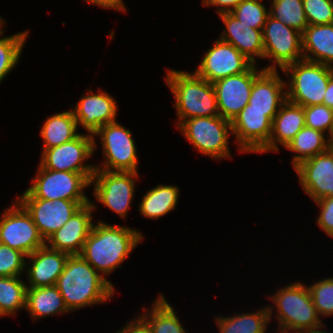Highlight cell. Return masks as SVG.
Returning a JSON list of instances; mask_svg holds the SVG:
<instances>
[{
    "label": "cell",
    "instance_id": "7402d4cb",
    "mask_svg": "<svg viewBox=\"0 0 333 333\" xmlns=\"http://www.w3.org/2000/svg\"><path fill=\"white\" fill-rule=\"evenodd\" d=\"M286 82L277 70H263L252 85L251 95L244 110L279 111L287 100Z\"/></svg>",
    "mask_w": 333,
    "mask_h": 333
},
{
    "label": "cell",
    "instance_id": "7bdbcfd3",
    "mask_svg": "<svg viewBox=\"0 0 333 333\" xmlns=\"http://www.w3.org/2000/svg\"><path fill=\"white\" fill-rule=\"evenodd\" d=\"M323 104L333 109V74L329 78Z\"/></svg>",
    "mask_w": 333,
    "mask_h": 333
},
{
    "label": "cell",
    "instance_id": "f1b7e54d",
    "mask_svg": "<svg viewBox=\"0 0 333 333\" xmlns=\"http://www.w3.org/2000/svg\"><path fill=\"white\" fill-rule=\"evenodd\" d=\"M326 134L304 126L295 137L287 144L286 150L295 153L292 166L295 168L301 162L310 159L317 154L323 153L330 148L332 140L325 138Z\"/></svg>",
    "mask_w": 333,
    "mask_h": 333
},
{
    "label": "cell",
    "instance_id": "f546056e",
    "mask_svg": "<svg viewBox=\"0 0 333 333\" xmlns=\"http://www.w3.org/2000/svg\"><path fill=\"white\" fill-rule=\"evenodd\" d=\"M167 301L160 293L151 308L143 307L140 316L149 324L152 333H187L176 315L177 312Z\"/></svg>",
    "mask_w": 333,
    "mask_h": 333
},
{
    "label": "cell",
    "instance_id": "44dd1931",
    "mask_svg": "<svg viewBox=\"0 0 333 333\" xmlns=\"http://www.w3.org/2000/svg\"><path fill=\"white\" fill-rule=\"evenodd\" d=\"M219 16L226 27L219 36L220 40L233 45L253 64H256L257 58H263V29H252L231 13H222Z\"/></svg>",
    "mask_w": 333,
    "mask_h": 333
},
{
    "label": "cell",
    "instance_id": "60d3db41",
    "mask_svg": "<svg viewBox=\"0 0 333 333\" xmlns=\"http://www.w3.org/2000/svg\"><path fill=\"white\" fill-rule=\"evenodd\" d=\"M242 0H202L204 6L216 7L219 14L230 13Z\"/></svg>",
    "mask_w": 333,
    "mask_h": 333
},
{
    "label": "cell",
    "instance_id": "9a60e30c",
    "mask_svg": "<svg viewBox=\"0 0 333 333\" xmlns=\"http://www.w3.org/2000/svg\"><path fill=\"white\" fill-rule=\"evenodd\" d=\"M253 63L233 45L217 39L203 55V59L193 72L214 83L217 80L246 72Z\"/></svg>",
    "mask_w": 333,
    "mask_h": 333
},
{
    "label": "cell",
    "instance_id": "1f68e13d",
    "mask_svg": "<svg viewBox=\"0 0 333 333\" xmlns=\"http://www.w3.org/2000/svg\"><path fill=\"white\" fill-rule=\"evenodd\" d=\"M269 16L303 33L308 26L302 0H272Z\"/></svg>",
    "mask_w": 333,
    "mask_h": 333
},
{
    "label": "cell",
    "instance_id": "ffe728a7",
    "mask_svg": "<svg viewBox=\"0 0 333 333\" xmlns=\"http://www.w3.org/2000/svg\"><path fill=\"white\" fill-rule=\"evenodd\" d=\"M69 254L53 250L46 245L26 256L30 265L26 264L27 287L54 286L64 270ZM27 265L29 267H27Z\"/></svg>",
    "mask_w": 333,
    "mask_h": 333
},
{
    "label": "cell",
    "instance_id": "4fadbf2b",
    "mask_svg": "<svg viewBox=\"0 0 333 333\" xmlns=\"http://www.w3.org/2000/svg\"><path fill=\"white\" fill-rule=\"evenodd\" d=\"M278 111L244 110L231 122L240 153H267L272 121Z\"/></svg>",
    "mask_w": 333,
    "mask_h": 333
},
{
    "label": "cell",
    "instance_id": "6da1fadb",
    "mask_svg": "<svg viewBox=\"0 0 333 333\" xmlns=\"http://www.w3.org/2000/svg\"><path fill=\"white\" fill-rule=\"evenodd\" d=\"M140 231L121 225L94 223L80 255L113 287L107 279L143 241ZM103 274V275H102Z\"/></svg>",
    "mask_w": 333,
    "mask_h": 333
},
{
    "label": "cell",
    "instance_id": "7c38bea8",
    "mask_svg": "<svg viewBox=\"0 0 333 333\" xmlns=\"http://www.w3.org/2000/svg\"><path fill=\"white\" fill-rule=\"evenodd\" d=\"M96 140L92 134L80 133L59 146L42 149L40 165L49 170L68 172H95L96 167L85 163L94 155Z\"/></svg>",
    "mask_w": 333,
    "mask_h": 333
},
{
    "label": "cell",
    "instance_id": "8992f818",
    "mask_svg": "<svg viewBox=\"0 0 333 333\" xmlns=\"http://www.w3.org/2000/svg\"><path fill=\"white\" fill-rule=\"evenodd\" d=\"M185 139L202 155L213 159H231L229 136L231 122L221 116L195 117L184 120L178 127Z\"/></svg>",
    "mask_w": 333,
    "mask_h": 333
},
{
    "label": "cell",
    "instance_id": "e575fe53",
    "mask_svg": "<svg viewBox=\"0 0 333 333\" xmlns=\"http://www.w3.org/2000/svg\"><path fill=\"white\" fill-rule=\"evenodd\" d=\"M318 316L333 315V278L317 280L308 286ZM321 315V316H320Z\"/></svg>",
    "mask_w": 333,
    "mask_h": 333
},
{
    "label": "cell",
    "instance_id": "9c48e42d",
    "mask_svg": "<svg viewBox=\"0 0 333 333\" xmlns=\"http://www.w3.org/2000/svg\"><path fill=\"white\" fill-rule=\"evenodd\" d=\"M264 55L271 64L263 70H283L287 65L303 60L302 33L268 16L262 30Z\"/></svg>",
    "mask_w": 333,
    "mask_h": 333
},
{
    "label": "cell",
    "instance_id": "e0dca14e",
    "mask_svg": "<svg viewBox=\"0 0 333 333\" xmlns=\"http://www.w3.org/2000/svg\"><path fill=\"white\" fill-rule=\"evenodd\" d=\"M294 169L303 191L314 202L333 196V151L330 148L301 162Z\"/></svg>",
    "mask_w": 333,
    "mask_h": 333
},
{
    "label": "cell",
    "instance_id": "2e32d148",
    "mask_svg": "<svg viewBox=\"0 0 333 333\" xmlns=\"http://www.w3.org/2000/svg\"><path fill=\"white\" fill-rule=\"evenodd\" d=\"M253 64L246 72L213 83L219 115L232 122L248 104L254 79L263 71Z\"/></svg>",
    "mask_w": 333,
    "mask_h": 333
},
{
    "label": "cell",
    "instance_id": "ba28073f",
    "mask_svg": "<svg viewBox=\"0 0 333 333\" xmlns=\"http://www.w3.org/2000/svg\"><path fill=\"white\" fill-rule=\"evenodd\" d=\"M94 136L100 137L105 159L96 169L138 173L136 143L129 129L115 121L100 127Z\"/></svg>",
    "mask_w": 333,
    "mask_h": 333
},
{
    "label": "cell",
    "instance_id": "b9f144b4",
    "mask_svg": "<svg viewBox=\"0 0 333 333\" xmlns=\"http://www.w3.org/2000/svg\"><path fill=\"white\" fill-rule=\"evenodd\" d=\"M84 2L91 3L92 5L100 6L105 9H113L116 11L126 12L127 9L123 0H84Z\"/></svg>",
    "mask_w": 333,
    "mask_h": 333
},
{
    "label": "cell",
    "instance_id": "836d02e7",
    "mask_svg": "<svg viewBox=\"0 0 333 333\" xmlns=\"http://www.w3.org/2000/svg\"><path fill=\"white\" fill-rule=\"evenodd\" d=\"M262 0H242L230 13L252 29H263L269 10Z\"/></svg>",
    "mask_w": 333,
    "mask_h": 333
},
{
    "label": "cell",
    "instance_id": "5bb4252c",
    "mask_svg": "<svg viewBox=\"0 0 333 333\" xmlns=\"http://www.w3.org/2000/svg\"><path fill=\"white\" fill-rule=\"evenodd\" d=\"M16 198L29 212L44 240L59 230L82 206L91 202L36 199L26 190Z\"/></svg>",
    "mask_w": 333,
    "mask_h": 333
},
{
    "label": "cell",
    "instance_id": "8fae6325",
    "mask_svg": "<svg viewBox=\"0 0 333 333\" xmlns=\"http://www.w3.org/2000/svg\"><path fill=\"white\" fill-rule=\"evenodd\" d=\"M0 217V243L22 252L25 256L45 246V240L31 215L17 199Z\"/></svg>",
    "mask_w": 333,
    "mask_h": 333
},
{
    "label": "cell",
    "instance_id": "d6a6232c",
    "mask_svg": "<svg viewBox=\"0 0 333 333\" xmlns=\"http://www.w3.org/2000/svg\"><path fill=\"white\" fill-rule=\"evenodd\" d=\"M3 35L4 32L0 34V84L21 59L29 31L25 30L5 37Z\"/></svg>",
    "mask_w": 333,
    "mask_h": 333
},
{
    "label": "cell",
    "instance_id": "f6af8a7d",
    "mask_svg": "<svg viewBox=\"0 0 333 333\" xmlns=\"http://www.w3.org/2000/svg\"><path fill=\"white\" fill-rule=\"evenodd\" d=\"M326 325H324L323 327H321L320 329H316L314 331H312L311 333H329L327 331H325V329H323ZM323 329V330H322ZM331 333V332H330Z\"/></svg>",
    "mask_w": 333,
    "mask_h": 333
},
{
    "label": "cell",
    "instance_id": "8d00e7d4",
    "mask_svg": "<svg viewBox=\"0 0 333 333\" xmlns=\"http://www.w3.org/2000/svg\"><path fill=\"white\" fill-rule=\"evenodd\" d=\"M26 263L22 252L0 243V277H21Z\"/></svg>",
    "mask_w": 333,
    "mask_h": 333
},
{
    "label": "cell",
    "instance_id": "3957f363",
    "mask_svg": "<svg viewBox=\"0 0 333 333\" xmlns=\"http://www.w3.org/2000/svg\"><path fill=\"white\" fill-rule=\"evenodd\" d=\"M165 81L175 97L176 127L186 119L220 116L213 83L193 71L175 69H167Z\"/></svg>",
    "mask_w": 333,
    "mask_h": 333
},
{
    "label": "cell",
    "instance_id": "52a82bcc",
    "mask_svg": "<svg viewBox=\"0 0 333 333\" xmlns=\"http://www.w3.org/2000/svg\"><path fill=\"white\" fill-rule=\"evenodd\" d=\"M26 191L36 199L90 201L84 189L91 186L94 172L54 171L40 164Z\"/></svg>",
    "mask_w": 333,
    "mask_h": 333
},
{
    "label": "cell",
    "instance_id": "5b68a950",
    "mask_svg": "<svg viewBox=\"0 0 333 333\" xmlns=\"http://www.w3.org/2000/svg\"><path fill=\"white\" fill-rule=\"evenodd\" d=\"M282 71L289 78L286 81L287 100L303 107L323 104L333 67L303 59L287 65Z\"/></svg>",
    "mask_w": 333,
    "mask_h": 333
},
{
    "label": "cell",
    "instance_id": "bcb514c9",
    "mask_svg": "<svg viewBox=\"0 0 333 333\" xmlns=\"http://www.w3.org/2000/svg\"><path fill=\"white\" fill-rule=\"evenodd\" d=\"M330 149L333 151V141L331 142Z\"/></svg>",
    "mask_w": 333,
    "mask_h": 333
},
{
    "label": "cell",
    "instance_id": "30bf717a",
    "mask_svg": "<svg viewBox=\"0 0 333 333\" xmlns=\"http://www.w3.org/2000/svg\"><path fill=\"white\" fill-rule=\"evenodd\" d=\"M138 173L96 169L91 178L98 202L125 219L132 204Z\"/></svg>",
    "mask_w": 333,
    "mask_h": 333
},
{
    "label": "cell",
    "instance_id": "d4e9b609",
    "mask_svg": "<svg viewBox=\"0 0 333 333\" xmlns=\"http://www.w3.org/2000/svg\"><path fill=\"white\" fill-rule=\"evenodd\" d=\"M25 309L32 317L33 322L51 315L70 313L55 285L37 288L27 287Z\"/></svg>",
    "mask_w": 333,
    "mask_h": 333
},
{
    "label": "cell",
    "instance_id": "484cf974",
    "mask_svg": "<svg viewBox=\"0 0 333 333\" xmlns=\"http://www.w3.org/2000/svg\"><path fill=\"white\" fill-rule=\"evenodd\" d=\"M263 306L251 313L215 318L219 333H267L266 329L272 318L273 306ZM271 319V320H270Z\"/></svg>",
    "mask_w": 333,
    "mask_h": 333
},
{
    "label": "cell",
    "instance_id": "4316f807",
    "mask_svg": "<svg viewBox=\"0 0 333 333\" xmlns=\"http://www.w3.org/2000/svg\"><path fill=\"white\" fill-rule=\"evenodd\" d=\"M179 187L177 185L159 184L143 194L139 204V212L144 217L158 220L167 215L177 206L179 198Z\"/></svg>",
    "mask_w": 333,
    "mask_h": 333
},
{
    "label": "cell",
    "instance_id": "83f0119b",
    "mask_svg": "<svg viewBox=\"0 0 333 333\" xmlns=\"http://www.w3.org/2000/svg\"><path fill=\"white\" fill-rule=\"evenodd\" d=\"M78 123L72 110L56 113L48 117L40 131L43 138L42 149L59 146L76 138L80 133L77 132Z\"/></svg>",
    "mask_w": 333,
    "mask_h": 333
},
{
    "label": "cell",
    "instance_id": "603a6c76",
    "mask_svg": "<svg viewBox=\"0 0 333 333\" xmlns=\"http://www.w3.org/2000/svg\"><path fill=\"white\" fill-rule=\"evenodd\" d=\"M304 126V107L286 100L273 118L269 151L278 152L279 144L286 147Z\"/></svg>",
    "mask_w": 333,
    "mask_h": 333
},
{
    "label": "cell",
    "instance_id": "ee69618b",
    "mask_svg": "<svg viewBox=\"0 0 333 333\" xmlns=\"http://www.w3.org/2000/svg\"><path fill=\"white\" fill-rule=\"evenodd\" d=\"M4 23H6V21L0 16V34H2L5 30L3 29ZM3 26V27H2Z\"/></svg>",
    "mask_w": 333,
    "mask_h": 333
},
{
    "label": "cell",
    "instance_id": "ac0fdd59",
    "mask_svg": "<svg viewBox=\"0 0 333 333\" xmlns=\"http://www.w3.org/2000/svg\"><path fill=\"white\" fill-rule=\"evenodd\" d=\"M97 209L94 202L82 206L56 232L45 240V245L69 255H80L84 243L93 227V210Z\"/></svg>",
    "mask_w": 333,
    "mask_h": 333
},
{
    "label": "cell",
    "instance_id": "7a4b0ae2",
    "mask_svg": "<svg viewBox=\"0 0 333 333\" xmlns=\"http://www.w3.org/2000/svg\"><path fill=\"white\" fill-rule=\"evenodd\" d=\"M55 286L70 312L103 304L115 294V288L81 255H69Z\"/></svg>",
    "mask_w": 333,
    "mask_h": 333
},
{
    "label": "cell",
    "instance_id": "4dcf8cb0",
    "mask_svg": "<svg viewBox=\"0 0 333 333\" xmlns=\"http://www.w3.org/2000/svg\"><path fill=\"white\" fill-rule=\"evenodd\" d=\"M27 285L21 277H0V317L16 315L26 306Z\"/></svg>",
    "mask_w": 333,
    "mask_h": 333
},
{
    "label": "cell",
    "instance_id": "f35d334b",
    "mask_svg": "<svg viewBox=\"0 0 333 333\" xmlns=\"http://www.w3.org/2000/svg\"><path fill=\"white\" fill-rule=\"evenodd\" d=\"M315 203L321 210L316 218L318 226L333 238V196L322 198Z\"/></svg>",
    "mask_w": 333,
    "mask_h": 333
},
{
    "label": "cell",
    "instance_id": "cb8c5ba5",
    "mask_svg": "<svg viewBox=\"0 0 333 333\" xmlns=\"http://www.w3.org/2000/svg\"><path fill=\"white\" fill-rule=\"evenodd\" d=\"M302 51L304 60L333 67V23L308 25L302 33Z\"/></svg>",
    "mask_w": 333,
    "mask_h": 333
},
{
    "label": "cell",
    "instance_id": "d590c367",
    "mask_svg": "<svg viewBox=\"0 0 333 333\" xmlns=\"http://www.w3.org/2000/svg\"><path fill=\"white\" fill-rule=\"evenodd\" d=\"M305 126L321 131L333 141V109L324 104L304 107ZM328 131V133H326ZM328 134V135H327Z\"/></svg>",
    "mask_w": 333,
    "mask_h": 333
},
{
    "label": "cell",
    "instance_id": "ab89813d",
    "mask_svg": "<svg viewBox=\"0 0 333 333\" xmlns=\"http://www.w3.org/2000/svg\"><path fill=\"white\" fill-rule=\"evenodd\" d=\"M115 333H152L149 324L139 315Z\"/></svg>",
    "mask_w": 333,
    "mask_h": 333
},
{
    "label": "cell",
    "instance_id": "d6986e66",
    "mask_svg": "<svg viewBox=\"0 0 333 333\" xmlns=\"http://www.w3.org/2000/svg\"><path fill=\"white\" fill-rule=\"evenodd\" d=\"M87 94L73 105V114L78 123L89 134H94L100 127L117 121V105L115 99L108 92L98 90L94 93L88 90Z\"/></svg>",
    "mask_w": 333,
    "mask_h": 333
},
{
    "label": "cell",
    "instance_id": "74e56055",
    "mask_svg": "<svg viewBox=\"0 0 333 333\" xmlns=\"http://www.w3.org/2000/svg\"><path fill=\"white\" fill-rule=\"evenodd\" d=\"M308 25L333 23V0H302Z\"/></svg>",
    "mask_w": 333,
    "mask_h": 333
},
{
    "label": "cell",
    "instance_id": "277c9868",
    "mask_svg": "<svg viewBox=\"0 0 333 333\" xmlns=\"http://www.w3.org/2000/svg\"><path fill=\"white\" fill-rule=\"evenodd\" d=\"M269 299L276 305L274 318H277L280 333H311L325 325L317 314L307 285L301 282L280 287Z\"/></svg>",
    "mask_w": 333,
    "mask_h": 333
}]
</instances>
